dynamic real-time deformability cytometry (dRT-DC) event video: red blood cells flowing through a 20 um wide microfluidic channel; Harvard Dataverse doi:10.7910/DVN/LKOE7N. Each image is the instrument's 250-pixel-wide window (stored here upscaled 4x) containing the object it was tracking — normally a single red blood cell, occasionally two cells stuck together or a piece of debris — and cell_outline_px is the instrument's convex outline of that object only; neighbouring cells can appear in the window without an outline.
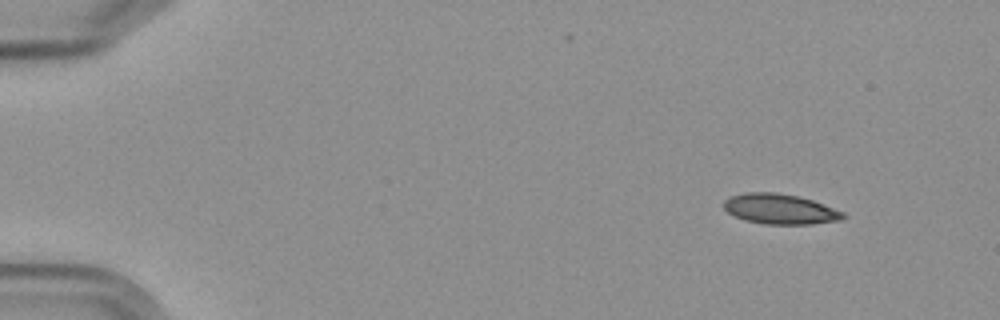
{"species": "Egyptian fruit bat (a non-hibernating species)", "species_latin": "Rousettus aegyptiacus", "temperature_condition": "cold", "stored_images_in_passage": 5, "camera_frame_rate_fps": 3000, "um_per_image_px": 0.085, "frame": {"image": 1, "passage_image": 1, "time_ms": 0.0, "image_size_px": [1000, 320], "cell_outline_px": [[848, 216], [840, 220], [812, 224], [764, 224], [744, 220], [728, 212], [724, 208], [724, 200], [728, 196], [744, 192], [776, 192], [796, 196], [812, 200], [844, 212]], "centroid_in_image_um": [66.29, 17.76], "position_along_channel_um": 18.7, "area_um2": 21.04}}
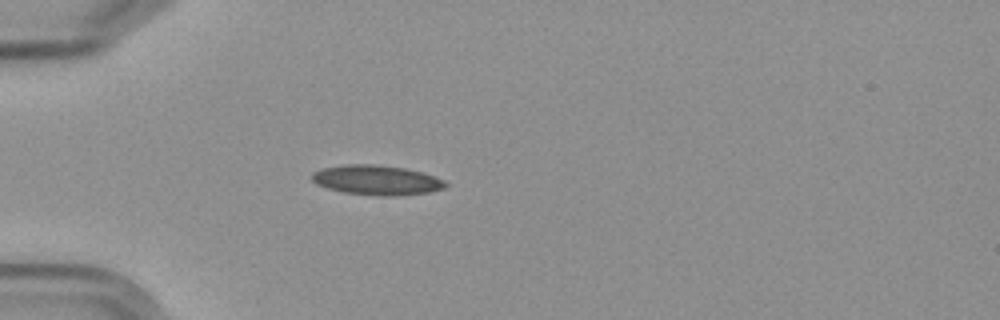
{"frame": {"image": 2, "passage_image": 4, "time_ms": 3.667, "image_size_px": [1000, 320], "cell_outline_px": [[448, 184], [444, 188], [428, 192], [392, 196], [384, 196], [344, 192], [328, 188], [316, 184], [312, 180], [312, 172], [324, 168], [344, 164], [372, 164], [404, 168], [420, 172], [444, 180]], "centroid_in_image_um": [31.99, 15.3], "position_along_channel_um": 53.0, "area_um2": 22.83}}